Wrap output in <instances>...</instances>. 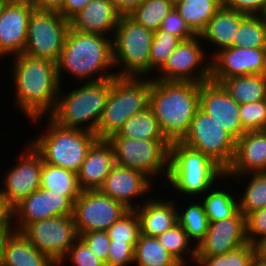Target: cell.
Masks as SVG:
<instances>
[{
    "label": "cell",
    "mask_w": 266,
    "mask_h": 266,
    "mask_svg": "<svg viewBox=\"0 0 266 266\" xmlns=\"http://www.w3.org/2000/svg\"><path fill=\"white\" fill-rule=\"evenodd\" d=\"M110 242H128L134 248L140 235V221L135 210H129L108 229Z\"/></svg>",
    "instance_id": "41"
},
{
    "label": "cell",
    "mask_w": 266,
    "mask_h": 266,
    "mask_svg": "<svg viewBox=\"0 0 266 266\" xmlns=\"http://www.w3.org/2000/svg\"><path fill=\"white\" fill-rule=\"evenodd\" d=\"M226 176L232 179V182L235 181L237 187H242L237 195L239 210L245 217L266 207V172Z\"/></svg>",
    "instance_id": "28"
},
{
    "label": "cell",
    "mask_w": 266,
    "mask_h": 266,
    "mask_svg": "<svg viewBox=\"0 0 266 266\" xmlns=\"http://www.w3.org/2000/svg\"><path fill=\"white\" fill-rule=\"evenodd\" d=\"M223 179L225 182L219 179V183L216 182L199 198L203 203L209 222L231 217L239 209L238 195L234 194L237 193V191L225 189L226 187L228 188L227 181L231 180L226 175L223 176ZM223 184H225L226 187H221Z\"/></svg>",
    "instance_id": "29"
},
{
    "label": "cell",
    "mask_w": 266,
    "mask_h": 266,
    "mask_svg": "<svg viewBox=\"0 0 266 266\" xmlns=\"http://www.w3.org/2000/svg\"><path fill=\"white\" fill-rule=\"evenodd\" d=\"M199 108L236 140L246 132L241 124L240 104L233 100L219 83L211 80L201 83Z\"/></svg>",
    "instance_id": "21"
},
{
    "label": "cell",
    "mask_w": 266,
    "mask_h": 266,
    "mask_svg": "<svg viewBox=\"0 0 266 266\" xmlns=\"http://www.w3.org/2000/svg\"><path fill=\"white\" fill-rule=\"evenodd\" d=\"M70 21L57 11L34 9L28 22L24 54L57 63Z\"/></svg>",
    "instance_id": "11"
},
{
    "label": "cell",
    "mask_w": 266,
    "mask_h": 266,
    "mask_svg": "<svg viewBox=\"0 0 266 266\" xmlns=\"http://www.w3.org/2000/svg\"><path fill=\"white\" fill-rule=\"evenodd\" d=\"M156 196V197H155ZM150 197L135 209L140 221V234L157 237L178 223L175 197Z\"/></svg>",
    "instance_id": "24"
},
{
    "label": "cell",
    "mask_w": 266,
    "mask_h": 266,
    "mask_svg": "<svg viewBox=\"0 0 266 266\" xmlns=\"http://www.w3.org/2000/svg\"><path fill=\"white\" fill-rule=\"evenodd\" d=\"M247 244L246 217L238 209L231 217L209 222L204 239L196 247V257H213Z\"/></svg>",
    "instance_id": "19"
},
{
    "label": "cell",
    "mask_w": 266,
    "mask_h": 266,
    "mask_svg": "<svg viewBox=\"0 0 266 266\" xmlns=\"http://www.w3.org/2000/svg\"><path fill=\"white\" fill-rule=\"evenodd\" d=\"M113 82L114 77L82 82L78 84V88L76 86L74 89H67V92L65 88L68 86L62 85L55 109L48 117L63 128L82 129L95 133Z\"/></svg>",
    "instance_id": "4"
},
{
    "label": "cell",
    "mask_w": 266,
    "mask_h": 266,
    "mask_svg": "<svg viewBox=\"0 0 266 266\" xmlns=\"http://www.w3.org/2000/svg\"><path fill=\"white\" fill-rule=\"evenodd\" d=\"M66 262L72 266H106L80 238L74 242L58 266H65Z\"/></svg>",
    "instance_id": "43"
},
{
    "label": "cell",
    "mask_w": 266,
    "mask_h": 266,
    "mask_svg": "<svg viewBox=\"0 0 266 266\" xmlns=\"http://www.w3.org/2000/svg\"><path fill=\"white\" fill-rule=\"evenodd\" d=\"M56 64L61 86L65 81L64 73L70 75L68 78L72 76L70 79L73 83L76 79L77 84L113 78L116 73L114 72L112 38L79 32L69 27Z\"/></svg>",
    "instance_id": "2"
},
{
    "label": "cell",
    "mask_w": 266,
    "mask_h": 266,
    "mask_svg": "<svg viewBox=\"0 0 266 266\" xmlns=\"http://www.w3.org/2000/svg\"><path fill=\"white\" fill-rule=\"evenodd\" d=\"M181 42L182 40L179 37L172 35L169 32L161 29L154 31V37L150 49L149 78L153 77L152 74H157V72L165 65L168 57Z\"/></svg>",
    "instance_id": "39"
},
{
    "label": "cell",
    "mask_w": 266,
    "mask_h": 266,
    "mask_svg": "<svg viewBox=\"0 0 266 266\" xmlns=\"http://www.w3.org/2000/svg\"><path fill=\"white\" fill-rule=\"evenodd\" d=\"M252 266H266V261L255 257Z\"/></svg>",
    "instance_id": "56"
},
{
    "label": "cell",
    "mask_w": 266,
    "mask_h": 266,
    "mask_svg": "<svg viewBox=\"0 0 266 266\" xmlns=\"http://www.w3.org/2000/svg\"><path fill=\"white\" fill-rule=\"evenodd\" d=\"M92 0H64L63 7L58 11L66 20L70 21L85 8Z\"/></svg>",
    "instance_id": "49"
},
{
    "label": "cell",
    "mask_w": 266,
    "mask_h": 266,
    "mask_svg": "<svg viewBox=\"0 0 266 266\" xmlns=\"http://www.w3.org/2000/svg\"><path fill=\"white\" fill-rule=\"evenodd\" d=\"M261 20L266 23V1L262 7V9L260 10V12L257 14Z\"/></svg>",
    "instance_id": "55"
},
{
    "label": "cell",
    "mask_w": 266,
    "mask_h": 266,
    "mask_svg": "<svg viewBox=\"0 0 266 266\" xmlns=\"http://www.w3.org/2000/svg\"><path fill=\"white\" fill-rule=\"evenodd\" d=\"M160 29L179 37L182 41L191 39L195 36L175 8L163 19Z\"/></svg>",
    "instance_id": "46"
},
{
    "label": "cell",
    "mask_w": 266,
    "mask_h": 266,
    "mask_svg": "<svg viewBox=\"0 0 266 266\" xmlns=\"http://www.w3.org/2000/svg\"><path fill=\"white\" fill-rule=\"evenodd\" d=\"M151 78L115 76L97 131L98 139L118 133L133 115L149 107Z\"/></svg>",
    "instance_id": "7"
},
{
    "label": "cell",
    "mask_w": 266,
    "mask_h": 266,
    "mask_svg": "<svg viewBox=\"0 0 266 266\" xmlns=\"http://www.w3.org/2000/svg\"><path fill=\"white\" fill-rule=\"evenodd\" d=\"M210 80L219 83L240 105L266 100V82L261 74Z\"/></svg>",
    "instance_id": "30"
},
{
    "label": "cell",
    "mask_w": 266,
    "mask_h": 266,
    "mask_svg": "<svg viewBox=\"0 0 266 266\" xmlns=\"http://www.w3.org/2000/svg\"><path fill=\"white\" fill-rule=\"evenodd\" d=\"M266 172V132L246 131L236 140L233 161L225 175Z\"/></svg>",
    "instance_id": "22"
},
{
    "label": "cell",
    "mask_w": 266,
    "mask_h": 266,
    "mask_svg": "<svg viewBox=\"0 0 266 266\" xmlns=\"http://www.w3.org/2000/svg\"><path fill=\"white\" fill-rule=\"evenodd\" d=\"M200 35L183 40L152 79L204 83L210 80V57Z\"/></svg>",
    "instance_id": "13"
},
{
    "label": "cell",
    "mask_w": 266,
    "mask_h": 266,
    "mask_svg": "<svg viewBox=\"0 0 266 266\" xmlns=\"http://www.w3.org/2000/svg\"><path fill=\"white\" fill-rule=\"evenodd\" d=\"M157 239L180 264H195L196 246L179 223L157 236Z\"/></svg>",
    "instance_id": "36"
},
{
    "label": "cell",
    "mask_w": 266,
    "mask_h": 266,
    "mask_svg": "<svg viewBox=\"0 0 266 266\" xmlns=\"http://www.w3.org/2000/svg\"><path fill=\"white\" fill-rule=\"evenodd\" d=\"M115 165L114 150L107 139H98L89 149L77 178L82 191L99 190Z\"/></svg>",
    "instance_id": "23"
},
{
    "label": "cell",
    "mask_w": 266,
    "mask_h": 266,
    "mask_svg": "<svg viewBox=\"0 0 266 266\" xmlns=\"http://www.w3.org/2000/svg\"><path fill=\"white\" fill-rule=\"evenodd\" d=\"M263 131L266 132V122H265V125H264V128H263Z\"/></svg>",
    "instance_id": "59"
},
{
    "label": "cell",
    "mask_w": 266,
    "mask_h": 266,
    "mask_svg": "<svg viewBox=\"0 0 266 266\" xmlns=\"http://www.w3.org/2000/svg\"><path fill=\"white\" fill-rule=\"evenodd\" d=\"M134 247L128 242H110L106 266H133Z\"/></svg>",
    "instance_id": "45"
},
{
    "label": "cell",
    "mask_w": 266,
    "mask_h": 266,
    "mask_svg": "<svg viewBox=\"0 0 266 266\" xmlns=\"http://www.w3.org/2000/svg\"><path fill=\"white\" fill-rule=\"evenodd\" d=\"M33 10V6L26 0H4L1 3L0 60H7V56L10 58L23 53L27 40L28 22Z\"/></svg>",
    "instance_id": "18"
},
{
    "label": "cell",
    "mask_w": 266,
    "mask_h": 266,
    "mask_svg": "<svg viewBox=\"0 0 266 266\" xmlns=\"http://www.w3.org/2000/svg\"><path fill=\"white\" fill-rule=\"evenodd\" d=\"M10 221V211L0 198V230Z\"/></svg>",
    "instance_id": "54"
},
{
    "label": "cell",
    "mask_w": 266,
    "mask_h": 266,
    "mask_svg": "<svg viewBox=\"0 0 266 266\" xmlns=\"http://www.w3.org/2000/svg\"><path fill=\"white\" fill-rule=\"evenodd\" d=\"M40 187L66 196L73 204L82 192L77 173L46 163L41 170Z\"/></svg>",
    "instance_id": "31"
},
{
    "label": "cell",
    "mask_w": 266,
    "mask_h": 266,
    "mask_svg": "<svg viewBox=\"0 0 266 266\" xmlns=\"http://www.w3.org/2000/svg\"><path fill=\"white\" fill-rule=\"evenodd\" d=\"M121 15L130 14L143 0H111Z\"/></svg>",
    "instance_id": "51"
},
{
    "label": "cell",
    "mask_w": 266,
    "mask_h": 266,
    "mask_svg": "<svg viewBox=\"0 0 266 266\" xmlns=\"http://www.w3.org/2000/svg\"><path fill=\"white\" fill-rule=\"evenodd\" d=\"M173 8L171 0H143L128 16L146 29L157 31Z\"/></svg>",
    "instance_id": "37"
},
{
    "label": "cell",
    "mask_w": 266,
    "mask_h": 266,
    "mask_svg": "<svg viewBox=\"0 0 266 266\" xmlns=\"http://www.w3.org/2000/svg\"><path fill=\"white\" fill-rule=\"evenodd\" d=\"M153 37L154 31L137 24L128 15L120 16L112 37L116 76L149 77Z\"/></svg>",
    "instance_id": "8"
},
{
    "label": "cell",
    "mask_w": 266,
    "mask_h": 266,
    "mask_svg": "<svg viewBox=\"0 0 266 266\" xmlns=\"http://www.w3.org/2000/svg\"><path fill=\"white\" fill-rule=\"evenodd\" d=\"M25 144L15 164L10 163V169L7 166L1 175L0 198L9 211L40 188L43 159L29 142Z\"/></svg>",
    "instance_id": "12"
},
{
    "label": "cell",
    "mask_w": 266,
    "mask_h": 266,
    "mask_svg": "<svg viewBox=\"0 0 266 266\" xmlns=\"http://www.w3.org/2000/svg\"><path fill=\"white\" fill-rule=\"evenodd\" d=\"M2 266H58L37 250L20 232H13L6 240Z\"/></svg>",
    "instance_id": "27"
},
{
    "label": "cell",
    "mask_w": 266,
    "mask_h": 266,
    "mask_svg": "<svg viewBox=\"0 0 266 266\" xmlns=\"http://www.w3.org/2000/svg\"><path fill=\"white\" fill-rule=\"evenodd\" d=\"M255 255L253 244L213 257H196L194 266H252Z\"/></svg>",
    "instance_id": "40"
},
{
    "label": "cell",
    "mask_w": 266,
    "mask_h": 266,
    "mask_svg": "<svg viewBox=\"0 0 266 266\" xmlns=\"http://www.w3.org/2000/svg\"><path fill=\"white\" fill-rule=\"evenodd\" d=\"M224 175L225 171L199 150L180 141L170 143L169 174L166 182L168 187L170 185L171 194L174 190L175 194L172 196L177 198L179 195H187L185 198L197 199L219 179L223 180Z\"/></svg>",
    "instance_id": "6"
},
{
    "label": "cell",
    "mask_w": 266,
    "mask_h": 266,
    "mask_svg": "<svg viewBox=\"0 0 266 266\" xmlns=\"http://www.w3.org/2000/svg\"><path fill=\"white\" fill-rule=\"evenodd\" d=\"M265 61L266 48H224L210 59V79L261 74Z\"/></svg>",
    "instance_id": "20"
},
{
    "label": "cell",
    "mask_w": 266,
    "mask_h": 266,
    "mask_svg": "<svg viewBox=\"0 0 266 266\" xmlns=\"http://www.w3.org/2000/svg\"><path fill=\"white\" fill-rule=\"evenodd\" d=\"M247 16L245 13L227 9L223 6L220 7L208 22L205 30L200 34L202 42L206 46L205 50L207 51V46L210 48V51L207 52L210 58L219 50L233 45L236 32Z\"/></svg>",
    "instance_id": "26"
},
{
    "label": "cell",
    "mask_w": 266,
    "mask_h": 266,
    "mask_svg": "<svg viewBox=\"0 0 266 266\" xmlns=\"http://www.w3.org/2000/svg\"><path fill=\"white\" fill-rule=\"evenodd\" d=\"M200 83L151 78L149 108L169 142L181 141L199 109Z\"/></svg>",
    "instance_id": "3"
},
{
    "label": "cell",
    "mask_w": 266,
    "mask_h": 266,
    "mask_svg": "<svg viewBox=\"0 0 266 266\" xmlns=\"http://www.w3.org/2000/svg\"><path fill=\"white\" fill-rule=\"evenodd\" d=\"M180 142L207 155L224 171L231 165L236 150V139L200 108Z\"/></svg>",
    "instance_id": "10"
},
{
    "label": "cell",
    "mask_w": 266,
    "mask_h": 266,
    "mask_svg": "<svg viewBox=\"0 0 266 266\" xmlns=\"http://www.w3.org/2000/svg\"><path fill=\"white\" fill-rule=\"evenodd\" d=\"M175 199H177L176 207L178 223L183 227L189 239L194 242V245L197 247V245L204 239L209 227V220L205 213L203 203L199 198H197V200L195 198H193V200H191L192 198H189L190 201L188 202L187 199V204L183 207V205L177 204L179 199ZM179 205L183 207V209H181Z\"/></svg>",
    "instance_id": "33"
},
{
    "label": "cell",
    "mask_w": 266,
    "mask_h": 266,
    "mask_svg": "<svg viewBox=\"0 0 266 266\" xmlns=\"http://www.w3.org/2000/svg\"><path fill=\"white\" fill-rule=\"evenodd\" d=\"M247 243L254 244L266 236V207L250 213L246 217Z\"/></svg>",
    "instance_id": "47"
},
{
    "label": "cell",
    "mask_w": 266,
    "mask_h": 266,
    "mask_svg": "<svg viewBox=\"0 0 266 266\" xmlns=\"http://www.w3.org/2000/svg\"><path fill=\"white\" fill-rule=\"evenodd\" d=\"M153 185L154 181L143 172L115 164L99 190L127 209L135 210L153 195L159 184Z\"/></svg>",
    "instance_id": "17"
},
{
    "label": "cell",
    "mask_w": 266,
    "mask_h": 266,
    "mask_svg": "<svg viewBox=\"0 0 266 266\" xmlns=\"http://www.w3.org/2000/svg\"><path fill=\"white\" fill-rule=\"evenodd\" d=\"M231 47L266 48V23L248 15L240 24Z\"/></svg>",
    "instance_id": "38"
},
{
    "label": "cell",
    "mask_w": 266,
    "mask_h": 266,
    "mask_svg": "<svg viewBox=\"0 0 266 266\" xmlns=\"http://www.w3.org/2000/svg\"><path fill=\"white\" fill-rule=\"evenodd\" d=\"M30 121L29 123L37 126L45 121L46 129L44 128V131L32 136L33 138H29L28 141L41 155L43 163L62 167L75 173L79 171L89 149L98 140L96 133L82 129L63 128L49 117H38Z\"/></svg>",
    "instance_id": "5"
},
{
    "label": "cell",
    "mask_w": 266,
    "mask_h": 266,
    "mask_svg": "<svg viewBox=\"0 0 266 266\" xmlns=\"http://www.w3.org/2000/svg\"><path fill=\"white\" fill-rule=\"evenodd\" d=\"M261 76H262V78L265 80V82H266V61H265V65H264V68H263V71H262V73H261Z\"/></svg>",
    "instance_id": "57"
},
{
    "label": "cell",
    "mask_w": 266,
    "mask_h": 266,
    "mask_svg": "<svg viewBox=\"0 0 266 266\" xmlns=\"http://www.w3.org/2000/svg\"><path fill=\"white\" fill-rule=\"evenodd\" d=\"M129 211L100 190L82 191L74 202L73 218L78 235L107 229Z\"/></svg>",
    "instance_id": "15"
},
{
    "label": "cell",
    "mask_w": 266,
    "mask_h": 266,
    "mask_svg": "<svg viewBox=\"0 0 266 266\" xmlns=\"http://www.w3.org/2000/svg\"><path fill=\"white\" fill-rule=\"evenodd\" d=\"M12 58V59H11ZM15 106L28 121L48 117L55 109L61 84L57 64L24 53L10 57Z\"/></svg>",
    "instance_id": "1"
},
{
    "label": "cell",
    "mask_w": 266,
    "mask_h": 266,
    "mask_svg": "<svg viewBox=\"0 0 266 266\" xmlns=\"http://www.w3.org/2000/svg\"><path fill=\"white\" fill-rule=\"evenodd\" d=\"M107 141L114 150L115 164L139 170L154 182H158L162 175L165 180L163 185L166 184L170 157V143L167 140L109 137Z\"/></svg>",
    "instance_id": "9"
},
{
    "label": "cell",
    "mask_w": 266,
    "mask_h": 266,
    "mask_svg": "<svg viewBox=\"0 0 266 266\" xmlns=\"http://www.w3.org/2000/svg\"><path fill=\"white\" fill-rule=\"evenodd\" d=\"M120 16L111 0H92L70 20V27L79 32L112 38Z\"/></svg>",
    "instance_id": "25"
},
{
    "label": "cell",
    "mask_w": 266,
    "mask_h": 266,
    "mask_svg": "<svg viewBox=\"0 0 266 266\" xmlns=\"http://www.w3.org/2000/svg\"><path fill=\"white\" fill-rule=\"evenodd\" d=\"M79 238L105 264L110 251V239L107 231H90L79 234Z\"/></svg>",
    "instance_id": "44"
},
{
    "label": "cell",
    "mask_w": 266,
    "mask_h": 266,
    "mask_svg": "<svg viewBox=\"0 0 266 266\" xmlns=\"http://www.w3.org/2000/svg\"><path fill=\"white\" fill-rule=\"evenodd\" d=\"M34 9L47 10V11H59L64 4V0H26Z\"/></svg>",
    "instance_id": "50"
},
{
    "label": "cell",
    "mask_w": 266,
    "mask_h": 266,
    "mask_svg": "<svg viewBox=\"0 0 266 266\" xmlns=\"http://www.w3.org/2000/svg\"><path fill=\"white\" fill-rule=\"evenodd\" d=\"M135 266H179L180 263L165 249L157 237L140 234L134 249Z\"/></svg>",
    "instance_id": "35"
},
{
    "label": "cell",
    "mask_w": 266,
    "mask_h": 266,
    "mask_svg": "<svg viewBox=\"0 0 266 266\" xmlns=\"http://www.w3.org/2000/svg\"><path fill=\"white\" fill-rule=\"evenodd\" d=\"M222 6V0H184L174 8L195 35H200Z\"/></svg>",
    "instance_id": "32"
},
{
    "label": "cell",
    "mask_w": 266,
    "mask_h": 266,
    "mask_svg": "<svg viewBox=\"0 0 266 266\" xmlns=\"http://www.w3.org/2000/svg\"><path fill=\"white\" fill-rule=\"evenodd\" d=\"M14 232L11 221L0 230V266L3 265L4 246L7 238Z\"/></svg>",
    "instance_id": "52"
},
{
    "label": "cell",
    "mask_w": 266,
    "mask_h": 266,
    "mask_svg": "<svg viewBox=\"0 0 266 266\" xmlns=\"http://www.w3.org/2000/svg\"><path fill=\"white\" fill-rule=\"evenodd\" d=\"M265 1L266 0H222V6L247 15H257L262 9Z\"/></svg>",
    "instance_id": "48"
},
{
    "label": "cell",
    "mask_w": 266,
    "mask_h": 266,
    "mask_svg": "<svg viewBox=\"0 0 266 266\" xmlns=\"http://www.w3.org/2000/svg\"><path fill=\"white\" fill-rule=\"evenodd\" d=\"M173 2V4L184 1V0H171Z\"/></svg>",
    "instance_id": "58"
},
{
    "label": "cell",
    "mask_w": 266,
    "mask_h": 266,
    "mask_svg": "<svg viewBox=\"0 0 266 266\" xmlns=\"http://www.w3.org/2000/svg\"><path fill=\"white\" fill-rule=\"evenodd\" d=\"M110 137H127L137 140H166L161 133L155 115L149 107L131 116L123 124L118 133Z\"/></svg>",
    "instance_id": "34"
},
{
    "label": "cell",
    "mask_w": 266,
    "mask_h": 266,
    "mask_svg": "<svg viewBox=\"0 0 266 266\" xmlns=\"http://www.w3.org/2000/svg\"><path fill=\"white\" fill-rule=\"evenodd\" d=\"M20 233L57 265L79 238L73 215L56 216L25 226Z\"/></svg>",
    "instance_id": "14"
},
{
    "label": "cell",
    "mask_w": 266,
    "mask_h": 266,
    "mask_svg": "<svg viewBox=\"0 0 266 266\" xmlns=\"http://www.w3.org/2000/svg\"><path fill=\"white\" fill-rule=\"evenodd\" d=\"M179 266H187V264H180ZM188 266H190V265H188Z\"/></svg>",
    "instance_id": "60"
},
{
    "label": "cell",
    "mask_w": 266,
    "mask_h": 266,
    "mask_svg": "<svg viewBox=\"0 0 266 266\" xmlns=\"http://www.w3.org/2000/svg\"><path fill=\"white\" fill-rule=\"evenodd\" d=\"M240 119L245 131L263 130L266 122V100L241 104Z\"/></svg>",
    "instance_id": "42"
},
{
    "label": "cell",
    "mask_w": 266,
    "mask_h": 266,
    "mask_svg": "<svg viewBox=\"0 0 266 266\" xmlns=\"http://www.w3.org/2000/svg\"><path fill=\"white\" fill-rule=\"evenodd\" d=\"M253 245L256 257L266 261V236L256 241Z\"/></svg>",
    "instance_id": "53"
},
{
    "label": "cell",
    "mask_w": 266,
    "mask_h": 266,
    "mask_svg": "<svg viewBox=\"0 0 266 266\" xmlns=\"http://www.w3.org/2000/svg\"><path fill=\"white\" fill-rule=\"evenodd\" d=\"M73 207L66 196L40 187L10 211V221L14 231L20 232L39 220L73 215Z\"/></svg>",
    "instance_id": "16"
}]
</instances>
